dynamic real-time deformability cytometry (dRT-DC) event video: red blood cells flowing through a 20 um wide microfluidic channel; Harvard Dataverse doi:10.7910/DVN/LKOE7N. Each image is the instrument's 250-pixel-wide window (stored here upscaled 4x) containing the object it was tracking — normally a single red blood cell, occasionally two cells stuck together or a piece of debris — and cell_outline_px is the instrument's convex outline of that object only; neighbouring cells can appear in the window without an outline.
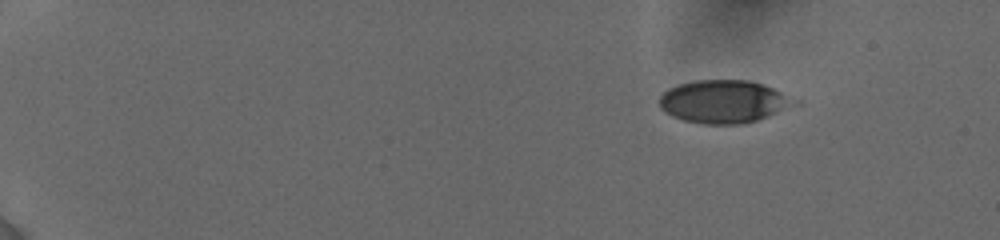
{"species": "human", "species_latin": "Homo sapiens", "temperature_condition": "cold", "stored_images_in_passage": 13, "camera_frame_rate_fps": 3000, "um_per_image_px": 0.085, "donor": {"sex": "female"}, "frame": {"image": 1, "passage_image": 1, "time_ms": 0.0, "image_size_px": [1000, 240], "cell_outline_px": [[804, 104], [744, 124], [704, 124], [684, 120], [672, 116], [664, 112], [660, 108], [656, 100], [668, 88], [676, 84], [696, 80], [748, 80], [764, 84], [804, 100]], "centroid_in_image_um": [61.61, 8.63], "position_along_channel_um": 23.4, "area_um2": 34.8}}
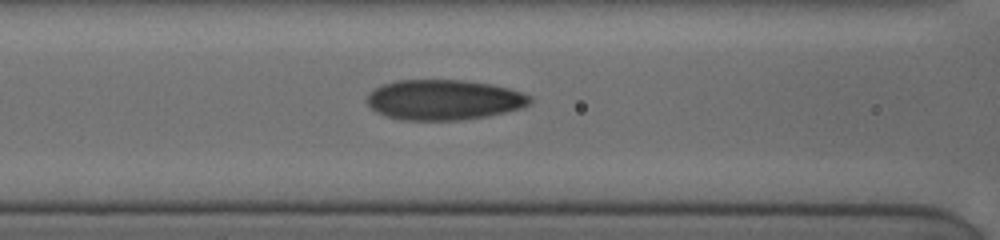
{"frame": {"image": 2, "passage_image": 10, "time_ms": 6.333, "image_size_px": [1000, 240], "cell_outline_px": [[532, 100], [528, 104], [520, 108], [488, 116], [460, 120], [404, 120], [388, 116], [376, 112], [368, 104], [368, 92], [384, 84], [396, 80], [464, 80], [492, 84], [508, 88], [532, 96]], "centroid_in_image_um": [37.73, 8.48], "position_along_channel_um": 128.9, "area_um2": 38.09}}
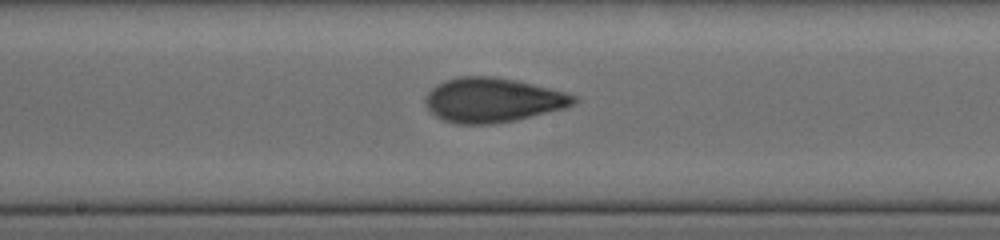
{"frame": {"image": 3, "passage_image": 13, "time_ms": 8.333, "image_size_px": [1000, 240], "cell_outline_px": [[576, 104], [564, 108], [512, 120], [492, 124], [456, 124], [444, 120], [436, 116], [424, 104], [424, 96], [436, 84], [444, 80], [460, 76], [492, 76], [516, 80], [564, 92], [576, 96]], "centroid_in_image_um": [41.82, 8.49], "position_along_channel_um": 206.4, "area_um2": 38.21}}